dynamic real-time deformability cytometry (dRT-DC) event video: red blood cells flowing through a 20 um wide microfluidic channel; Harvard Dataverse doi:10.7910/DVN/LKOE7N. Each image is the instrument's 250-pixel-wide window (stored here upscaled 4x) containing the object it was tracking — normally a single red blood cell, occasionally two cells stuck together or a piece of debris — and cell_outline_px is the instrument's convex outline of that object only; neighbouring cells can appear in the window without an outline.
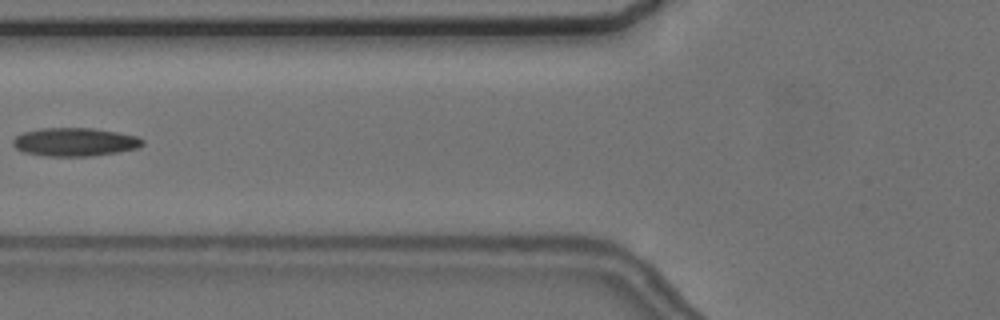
{"species": "common noctule bat (a hibernating species)", "species_latin": "Nyctalus noctula", "temperature_condition": "cold", "stored_images_in_passage": 6, "camera_frame_rate_fps": 3000, "um_per_image_px": 0.085, "animal": {"sex": "female", "body_mass_g": 24.6, "forearm_length_mm": 56.2}, "frame": {"image": 1, "passage_image": 5, "time_ms": 5.667, "image_size_px": [1000, 320], "cell_outline_px": [[144, 144], [140, 148], [92, 156], [48, 156], [24, 152], [16, 148], [12, 144], [12, 140], [16, 136], [24, 132], [44, 128], [92, 128], [116, 132], [136, 136], [144, 140]], "centroid_in_image_um": [6.37, 12.07], "position_along_channel_um": 119.4, "area_um2": 21.33}}